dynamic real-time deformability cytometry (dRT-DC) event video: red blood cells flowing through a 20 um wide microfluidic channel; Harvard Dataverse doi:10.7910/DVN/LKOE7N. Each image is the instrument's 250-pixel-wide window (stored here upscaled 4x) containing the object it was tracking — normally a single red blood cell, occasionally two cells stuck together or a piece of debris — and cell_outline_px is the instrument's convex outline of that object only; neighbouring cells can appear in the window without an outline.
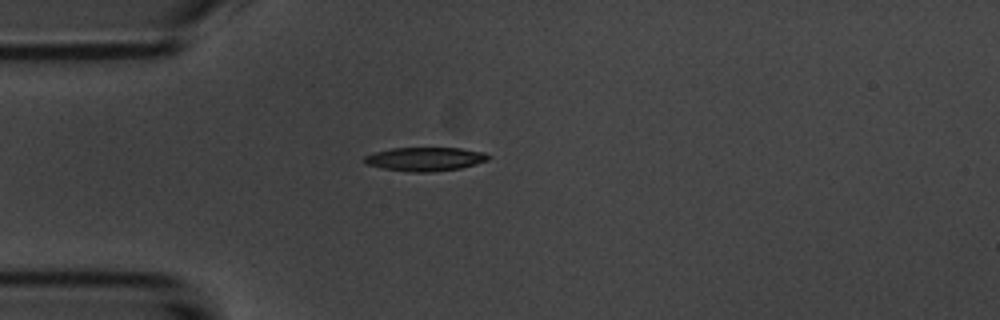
{"species": "common noctule bat (a hibernating species)", "species_latin": "Nyctalus noctula", "temperature_condition": "room temperature", "stored_images_in_passage": 1, "camera_frame_rate_fps": 3000, "um_per_image_px": 0.085, "animal": {"sex": "male", "body_mass_g": 20.1, "forearm_length_mm": 53.5}, "frame": {"image": 1, "passage_image": 1, "time_ms": 0.0, "image_size_px": [1000, 320], "cell_outline_px": [[492, 156], [488, 160], [476, 164], [460, 168], [432, 172], [408, 172], [384, 168], [368, 164], [364, 160], [364, 156], [372, 152], [392, 148], [460, 148], [484, 152]], "centroid_in_image_um": [36.16, 13.51], "position_along_channel_um": 48.8, "area_um2": 17.17}}